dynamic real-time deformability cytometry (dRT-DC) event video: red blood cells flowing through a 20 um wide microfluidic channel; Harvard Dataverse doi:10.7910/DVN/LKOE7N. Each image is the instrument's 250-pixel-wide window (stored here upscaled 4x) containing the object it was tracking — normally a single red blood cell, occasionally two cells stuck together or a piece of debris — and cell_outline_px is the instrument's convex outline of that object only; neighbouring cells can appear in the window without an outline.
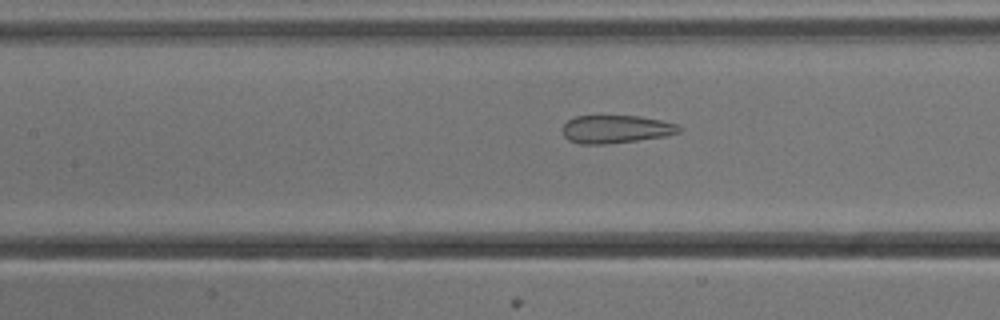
{"species": "common noctule bat (a hibernating species)", "species_latin": "Nyctalus noctula", "temperature_condition": "cold", "stored_images_in_passage": 54, "camera_frame_rate_fps": 3000, "um_per_image_px": 0.085, "animal": {"sex": "male", "body_mass_g": 13.3}, "frame": {"image": 1, "passage_image": 24, "time_ms": 7.667, "image_size_px": [1000, 320], "cell_outline_px": [[680, 132], [664, 136], [636, 140], [604, 144], [580, 144], [568, 140], [564, 136], [564, 124], [568, 120], [576, 116], [640, 116], [680, 124]], "centroid_in_image_um": [52.36, 10.97], "position_along_channel_um": 155.0, "area_um2": 18.84}}
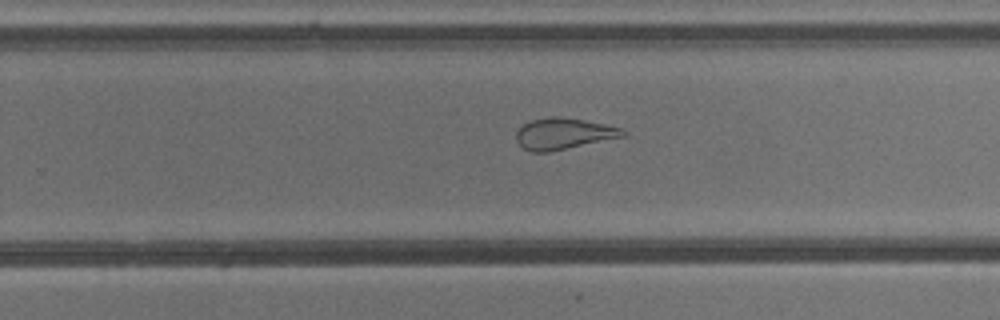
{"frame": {"image": 2, "passage_image": 34, "time_ms": 11.0, "image_size_px": [1000, 320], "cell_outline_px": [[628, 132], [624, 136], [548, 152], [532, 152], [524, 148], [516, 140], [516, 132], [524, 124], [532, 120], [552, 116], [560, 116], [584, 120], [604, 124], [620, 128]], "centroid_in_image_um": [47.89, 11.35], "position_along_channel_um": 281.9, "area_um2": 19.13}}
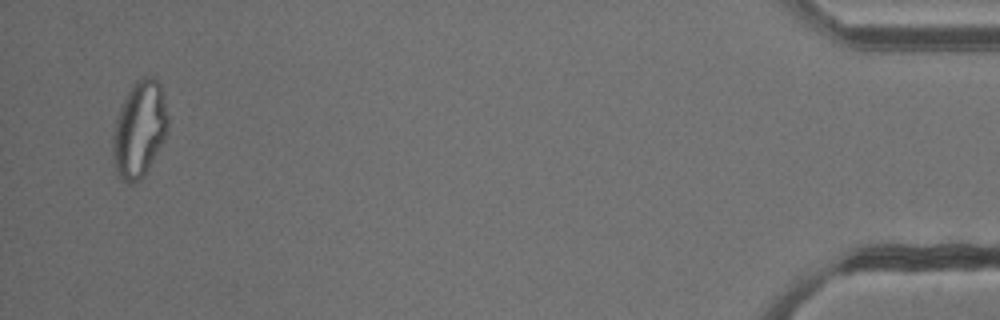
{"frame": {"image": 3, "passage_image": 52, "time_ms": 17.0, "image_size_px": [1000, 320], "cell_outline_px": [[168, 128], [164, 140], [144, 176], [140, 180], [132, 184], [128, 184], [120, 180], [116, 172], [112, 156], [112, 136], [116, 120], [120, 108], [132, 84], [136, 80], [144, 76], [152, 76], [160, 84], [168, 116]], "centroid_in_image_um": [11.83, 11.03], "position_along_channel_um": 423.4, "area_um2": 31.04}, "authors_computed_cell_mechanics": {"area_um2": 26.9637, "velocity_mm_per_s": 3.8105, "shape_relaxation_time_tau1_ms": null, "shape_relaxation_time_tau2_ms": 1.2852, "deformation_change_tau1": null, "deformation_change_tau2": 0.0954}}